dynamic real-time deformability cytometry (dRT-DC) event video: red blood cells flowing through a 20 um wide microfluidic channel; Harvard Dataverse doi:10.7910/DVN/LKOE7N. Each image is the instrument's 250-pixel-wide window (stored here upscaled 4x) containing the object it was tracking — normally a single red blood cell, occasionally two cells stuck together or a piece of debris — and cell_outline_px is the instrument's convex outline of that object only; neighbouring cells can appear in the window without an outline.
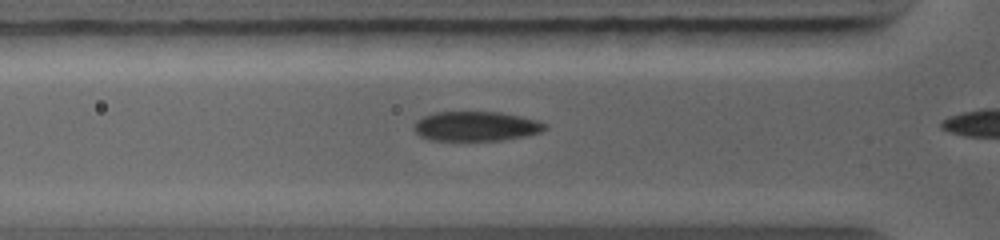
{"species": "common noctule bat (a hibernating species)", "species_latin": "Nyctalus noctula", "temperature_condition": "warm", "stored_images_in_passage": 4, "segment_of_instrument_passage": [1, 2], "camera_frame_rate_fps": 5000, "um_per_image_px": 0.085, "animal": {"sex": "female", "body_mass_g": 19.0, "forearm_length_mm": 56.7}, "frame": {"image": 1, "passage_image": 3, "time_ms": 1.2, "image_size_px": [1000, 240], "cell_outline_px": [[548, 128], [540, 132], [528, 136], [504, 140], [432, 140], [420, 136], [412, 128], [416, 120], [424, 116], [436, 112], [500, 112], [540, 120], [548, 124]], "centroid_in_image_um": [40.51, 10.73], "position_along_channel_um": 85.3, "area_um2": 22.83}}